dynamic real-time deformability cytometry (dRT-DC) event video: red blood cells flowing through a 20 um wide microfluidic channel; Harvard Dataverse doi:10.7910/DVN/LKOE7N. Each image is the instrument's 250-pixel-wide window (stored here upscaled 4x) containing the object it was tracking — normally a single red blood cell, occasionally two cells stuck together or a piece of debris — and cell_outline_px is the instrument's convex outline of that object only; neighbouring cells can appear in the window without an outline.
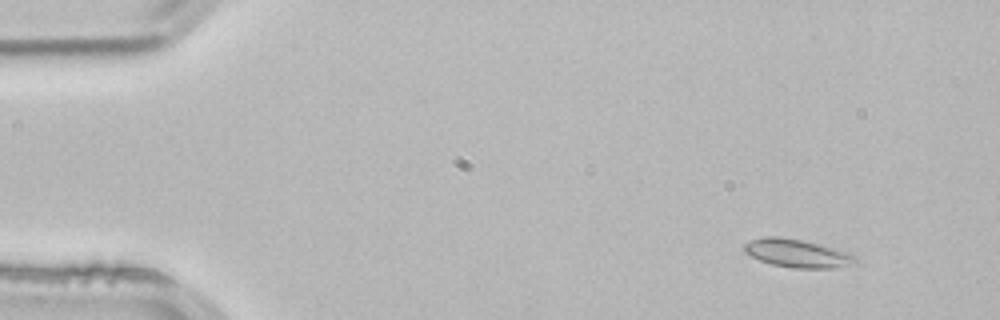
{"species": "common noctule bat (a hibernating species)", "species_latin": "Nyctalus noctula", "temperature_condition": "room temperature", "stored_images_in_passage": 4, "camera_frame_rate_fps": 3000, "um_per_image_px": 0.085, "animal": {"sex": "male", "body_mass_g": 21.5, "forearm_length_mm": 52.0}, "frame": {"image": 1, "passage_image": 2, "time_ms": 0.333, "image_size_px": [1000, 320], "cell_outline_px": [[856, 264], [836, 268], [792, 268], [772, 264], [760, 260], [744, 252], [744, 244], [752, 240], [764, 236], [780, 236], [820, 244], [848, 252], [856, 256]], "centroid_in_image_um": [67.79, 21.53], "position_along_channel_um": 17.2, "area_um2": 18.26}}
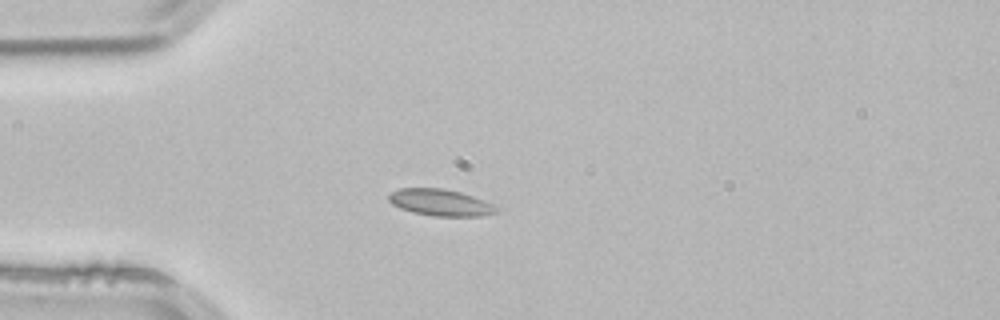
{"frame": {"image": 2, "passage_image": 4, "time_ms": 1.0, "image_size_px": [1000, 320], "cell_outline_px": [[496, 212], [480, 216], [432, 216], [412, 212], [400, 208], [392, 204], [388, 200], [388, 196], [392, 192], [400, 188], [440, 188], [460, 192], [484, 200], [492, 204], [496, 208]], "centroid_in_image_um": [37.39, 17.21], "position_along_channel_um": 47.6, "area_um2": 16.53}}